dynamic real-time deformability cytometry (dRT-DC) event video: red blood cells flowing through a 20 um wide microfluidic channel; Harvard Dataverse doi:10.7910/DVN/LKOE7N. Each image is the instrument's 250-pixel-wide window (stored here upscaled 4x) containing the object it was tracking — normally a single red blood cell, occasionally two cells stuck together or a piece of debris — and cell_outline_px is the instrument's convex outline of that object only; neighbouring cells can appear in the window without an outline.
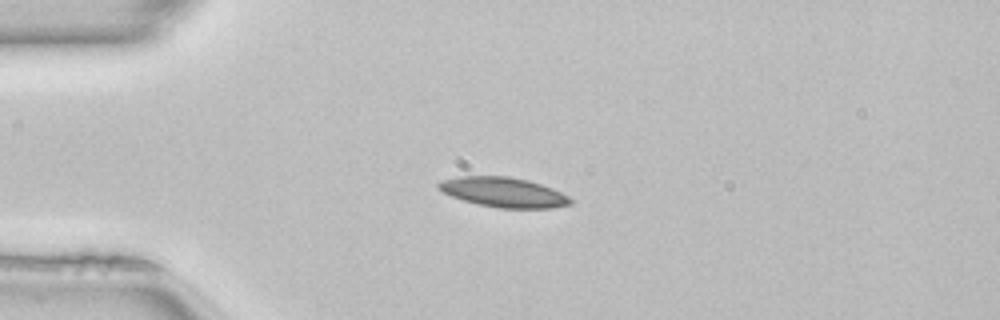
{"species": "common noctule bat (a hibernating species)", "species_latin": "Nyctalus noctula", "temperature_condition": "room temperature", "stored_images_in_passage": 39, "camera_frame_rate_fps": 3000, "um_per_image_px": 0.085, "animal": {"sex": "female", "body_mass_g": 22.7, "forearm_length_mm": 54.2}, "frame": {"image": 1, "passage_image": 1, "time_ms": 0.0, "image_size_px": [1000, 320], "cell_outline_px": [[572, 204], [552, 208], [500, 208], [480, 204], [464, 200], [452, 196], [436, 188], [436, 184], [440, 180], [456, 176], [508, 176], [528, 180], [552, 188], [568, 196], [572, 200]], "centroid_in_image_um": [42.78, 16.33], "position_along_channel_um": 42.2, "area_um2": 22.89}, "authors_computed_cell_mechanics": {"area_um2": 21.4438, "velocity_mm_per_s": 4.0776, "shape_relaxation_time_tau1_ms": 5.4945, "shape_relaxation_time_tau2_ms": null, "deformation_change_tau1": 0.154, "deformation_change_tau2": null}}